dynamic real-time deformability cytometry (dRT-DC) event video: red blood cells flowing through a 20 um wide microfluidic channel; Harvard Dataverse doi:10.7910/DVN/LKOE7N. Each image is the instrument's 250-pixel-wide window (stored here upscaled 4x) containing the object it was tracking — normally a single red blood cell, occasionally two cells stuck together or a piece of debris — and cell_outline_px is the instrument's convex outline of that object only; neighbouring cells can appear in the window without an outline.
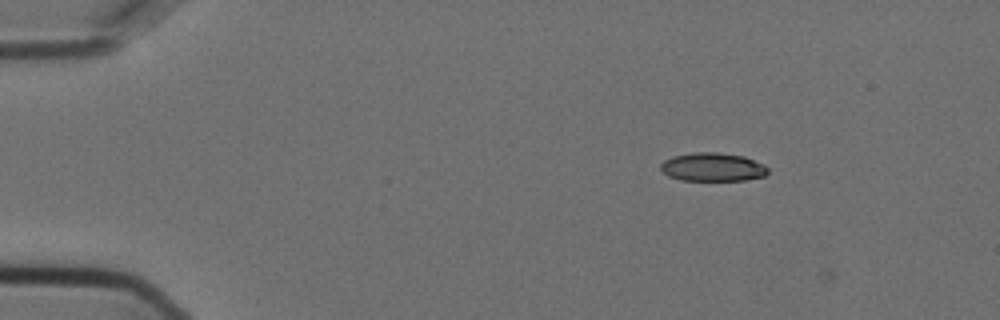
{"species": "Egyptian fruit bat (a non-hibernating species)", "species_latin": "Rousettus aegyptiacus", "temperature_condition": "cold", "stored_images_in_passage": 5, "camera_frame_rate_fps": 3000, "um_per_image_px": 0.085, "animal": {"sex": "female"}, "frame": {"image": 1, "passage_image": 4, "time_ms": 1.0, "image_size_px": [1000, 320], "cell_outline_px": [[768, 172], [764, 176], [744, 180], [680, 180], [668, 176], [660, 168], [660, 164], [664, 160], [672, 156], [696, 152], [720, 152], [744, 156], [764, 164], [768, 168]], "centroid_in_image_um": [60.57, 14.19], "position_along_channel_um": 24.4, "area_um2": 17.86}}